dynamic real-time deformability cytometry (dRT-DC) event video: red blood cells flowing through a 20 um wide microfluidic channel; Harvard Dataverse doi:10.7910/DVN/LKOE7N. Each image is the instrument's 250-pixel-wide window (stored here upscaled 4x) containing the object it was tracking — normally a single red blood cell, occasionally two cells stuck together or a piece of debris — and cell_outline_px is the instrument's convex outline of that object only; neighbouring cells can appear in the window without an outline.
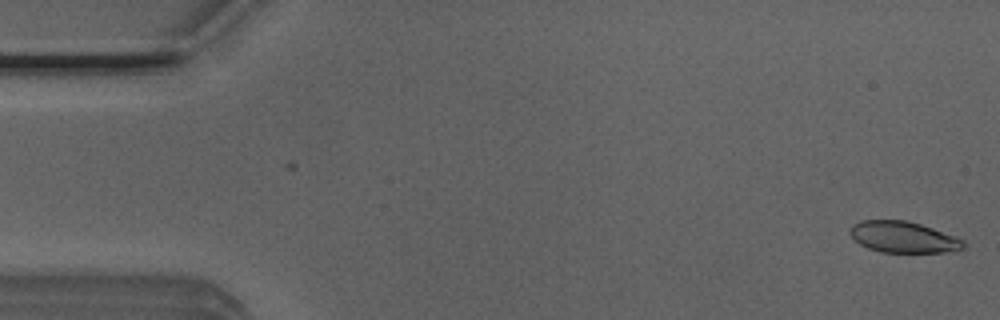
{"species": "Egyptian fruit bat (a non-hibernating species)", "species_latin": "Rousettus aegyptiacus", "temperature_condition": "room temperature", "stored_images_in_passage": 7, "camera_frame_rate_fps": 3000, "um_per_image_px": 0.085, "animal": {"sex": "male"}, "frame": {"image": 1, "passage_image": 1, "time_ms": 0.0, "image_size_px": [1000, 320], "cell_outline_px": [[964, 248], [944, 252], [880, 252], [868, 248], [852, 240], [848, 232], [848, 228], [852, 224], [860, 220], [904, 220], [920, 224], [932, 228], [964, 240]], "centroid_in_image_um": [76.68, 20.14], "position_along_channel_um": 8.3, "area_um2": 20.69}}